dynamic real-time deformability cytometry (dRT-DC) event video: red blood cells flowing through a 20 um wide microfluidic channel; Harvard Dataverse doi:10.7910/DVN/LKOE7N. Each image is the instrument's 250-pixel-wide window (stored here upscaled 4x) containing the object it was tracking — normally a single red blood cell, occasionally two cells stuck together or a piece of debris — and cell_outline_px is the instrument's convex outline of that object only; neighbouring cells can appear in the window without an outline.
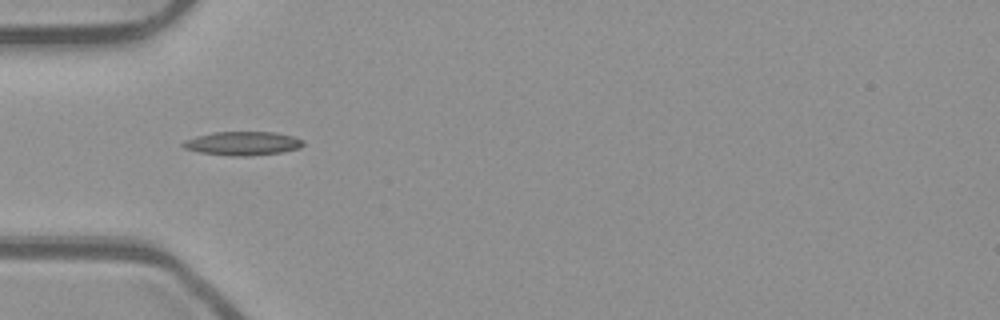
{"species": "common noctule bat (a hibernating species)", "species_latin": "Nyctalus noctula", "temperature_condition": "room temperature", "stored_images_in_passage": 36, "camera_frame_rate_fps": 3000, "um_per_image_px": 0.085, "animal": {"sex": "male", "body_mass_g": 23.1, "forearm_length_mm": 52.7}, "frame": {"image": 1, "passage_image": 1, "time_ms": 0.0, "image_size_px": [1000, 320], "cell_outline_px": [[304, 144], [300, 148], [284, 152], [248, 156], [232, 156], [200, 152], [184, 148], [180, 144], [184, 140], [196, 136], [212, 132], [276, 132], [292, 136], [304, 140]], "centroid_in_image_um": [20.64, 12.19], "position_along_channel_um": 64.4, "area_um2": 16.76}}
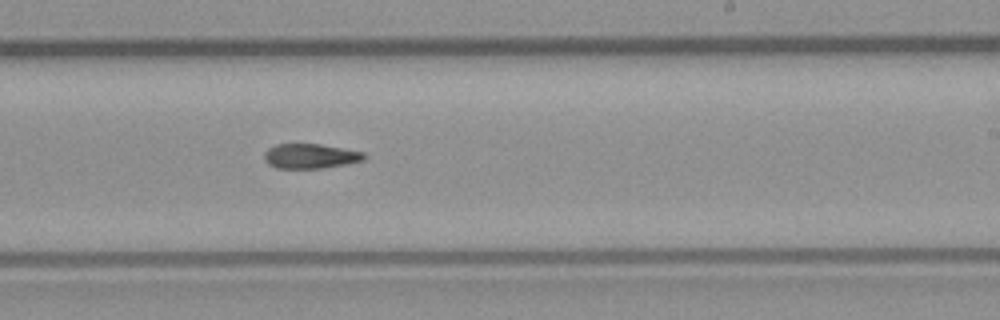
{"frame": {"image": 2, "passage_image": 16, "time_ms": 5.0, "image_size_px": [1000, 320], "cell_outline_px": [[368, 156], [364, 160], [348, 164], [324, 168], [276, 168], [268, 164], [264, 160], [264, 152], [268, 148], [276, 144], [320, 144], [364, 152]], "centroid_in_image_um": [26.39, 13.27], "position_along_channel_um": 262.6, "area_um2": 14.57}}
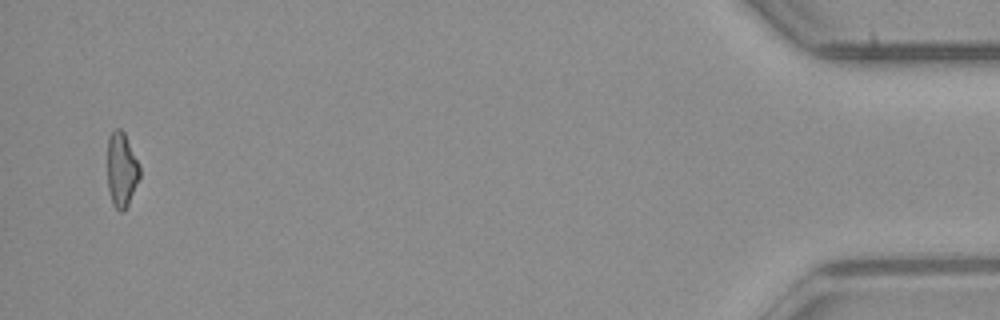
{"frame": {"image": 3, "passage_image": 35, "time_ms": 11.333, "image_size_px": [1000, 320], "cell_outline_px": [[140, 176], [128, 204], [124, 212], [120, 212], [112, 204], [108, 188], [108, 136], [116, 128], [120, 128], [124, 132], [140, 164]], "centroid_in_image_um": [10.34, 14.42], "position_along_channel_um": 424.9, "area_um2": 14.1}, "authors_computed_cell_mechanics": {"area_um2": 14.739, "velocity_mm_per_s": 3.9718, "shape_relaxation_time_tau1_ms": null, "shape_relaxation_time_tau2_ms": 4.2798, "deformation_change_tau1": null, "deformation_change_tau2": 0.137}}